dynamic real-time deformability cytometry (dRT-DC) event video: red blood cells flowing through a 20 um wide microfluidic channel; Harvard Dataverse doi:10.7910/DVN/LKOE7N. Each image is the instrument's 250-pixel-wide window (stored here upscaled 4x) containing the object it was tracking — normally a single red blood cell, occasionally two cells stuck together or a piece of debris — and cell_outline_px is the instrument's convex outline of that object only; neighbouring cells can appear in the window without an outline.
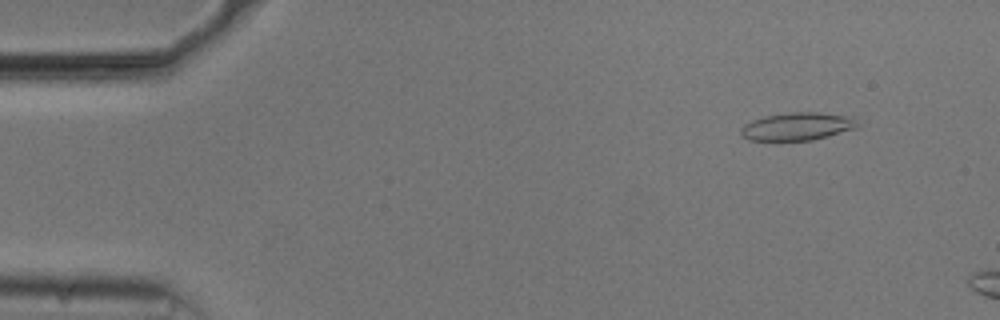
{"species": "common noctule bat (a hibernating species)", "species_latin": "Nyctalus noctula", "temperature_condition": "cold", "stored_images_in_passage": 10, "camera_frame_rate_fps": 3000, "um_per_image_px": 0.085, "animal": {"sex": "male", "body_mass_g": 20.5, "forearm_length_mm": 52.5}, "frame": {"image": 1, "passage_image": 5, "time_ms": 1.333, "image_size_px": [1000, 320], "cell_outline_px": [[860, 124], [856, 128], [812, 140], [748, 140], [740, 136], [740, 128], [744, 124], [752, 120], [764, 116], [792, 112], [816, 112], [852, 116]], "centroid_in_image_um": [67.75, 10.74], "position_along_channel_um": 17.3, "area_um2": 18.96}}